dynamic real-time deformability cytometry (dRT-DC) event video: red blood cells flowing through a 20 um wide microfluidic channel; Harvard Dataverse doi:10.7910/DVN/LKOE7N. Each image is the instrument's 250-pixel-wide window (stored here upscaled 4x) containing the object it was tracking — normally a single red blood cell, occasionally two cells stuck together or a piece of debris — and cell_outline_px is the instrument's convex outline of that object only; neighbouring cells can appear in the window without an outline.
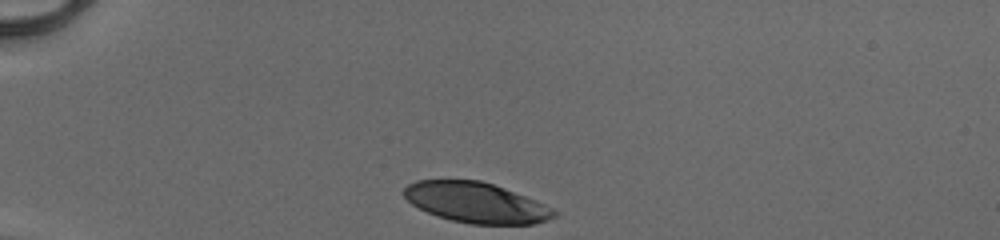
{"species": "human", "species_latin": "Homo sapiens", "temperature_condition": "cold", "stored_images_in_passage": 30, "camera_frame_rate_fps": 3000, "um_per_image_px": 0.085, "donor": {"sex": "male"}, "frame": {"image": 1, "passage_image": 1, "time_ms": 0.0, "image_size_px": [1000, 240], "cell_outline_px": [[560, 212], [556, 216], [548, 220], [532, 224], [472, 224], [452, 220], [436, 216], [412, 204], [404, 196], [404, 188], [408, 184], [416, 180], [480, 180], [504, 188], [544, 204]], "centroid_in_image_um": [40.47, 17.22], "position_along_channel_um": 44.5, "area_um2": 35.08}}
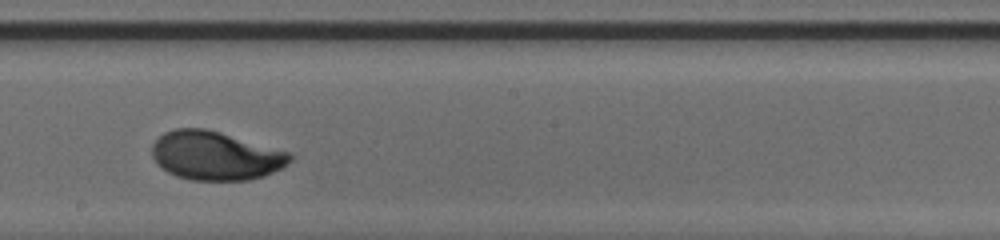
{"frame": {"image": 2, "passage_image": 18, "time_ms": 5.667, "image_size_px": [1000, 240], "cell_outline_px": [[292, 160], [288, 164], [264, 176], [248, 180], [192, 180], [176, 176], [168, 172], [156, 164], [152, 156], [152, 144], [164, 132], [176, 128], [204, 128], [220, 132], [292, 152]], "centroid_in_image_um": [18.32, 13.23], "position_along_channel_um": 229.9, "area_um2": 39.36}}
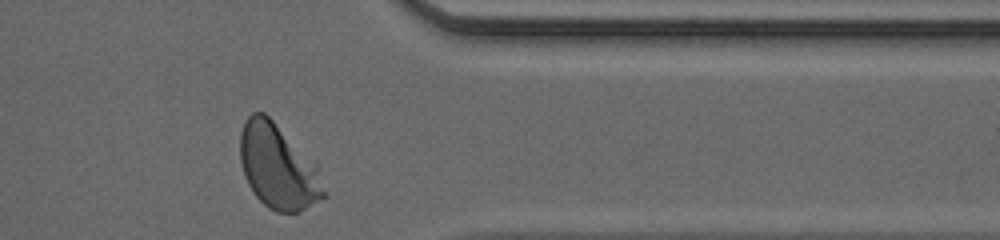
{"frame": {"image": 3, "passage_image": 30, "time_ms": 9.667, "image_size_px": [1000, 240], "cell_outline_px": [[324, 196], [304, 208], [296, 212], [276, 212], [268, 208], [256, 196], [248, 184], [244, 176], [240, 160], [240, 132], [248, 116], [252, 112], [264, 112], [316, 164], [324, 192]], "centroid_in_image_um": [23.57, 14.16], "position_along_channel_um": 387.8, "area_um2": 40.34}, "authors_computed_cell_mechanics": {"area_um2": 39.1306, "velocity_mm_per_s": 4.0921, "shape_relaxation_time_tau1_ms": 2.1774, "shape_relaxation_time_tau2_ms": null, "deformation_change_tau1": 0.1419, "deformation_change_tau2": null}}